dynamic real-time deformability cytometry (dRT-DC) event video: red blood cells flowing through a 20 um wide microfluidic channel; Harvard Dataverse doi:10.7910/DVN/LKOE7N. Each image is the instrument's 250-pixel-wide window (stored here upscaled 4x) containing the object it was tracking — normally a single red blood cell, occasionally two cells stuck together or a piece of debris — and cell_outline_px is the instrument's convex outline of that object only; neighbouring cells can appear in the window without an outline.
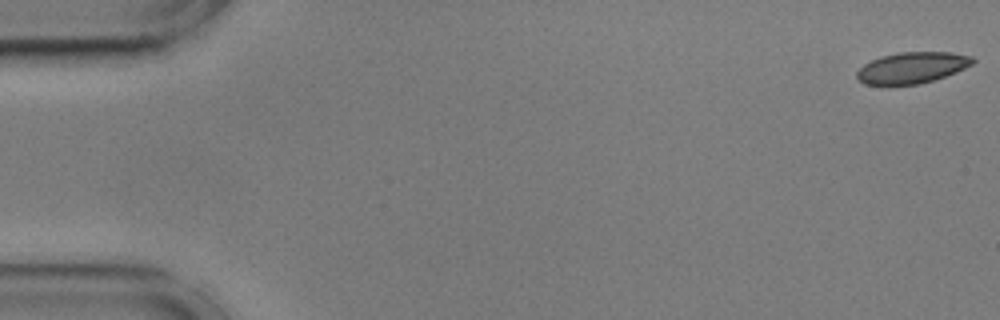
{"species": "common noctule bat (a hibernating species)", "species_latin": "Nyctalus noctula", "temperature_condition": "cold", "stored_images_in_passage": 12, "camera_frame_rate_fps": 3000, "um_per_image_px": 0.085, "animal": {"sex": "male", "body_mass_g": 17.9, "forearm_length_mm": 54.2}, "frame": {"image": 1, "passage_image": 1, "time_ms": 0.0, "image_size_px": [1000, 320], "cell_outline_px": [[976, 60], [972, 64], [956, 72], [920, 84], [888, 88], [884, 88], [864, 84], [856, 80], [856, 72], [864, 64], [880, 56], [900, 52], [952, 52], [972, 56]], "centroid_in_image_um": [77.44, 5.8], "position_along_channel_um": 7.6, "area_um2": 21.85}}